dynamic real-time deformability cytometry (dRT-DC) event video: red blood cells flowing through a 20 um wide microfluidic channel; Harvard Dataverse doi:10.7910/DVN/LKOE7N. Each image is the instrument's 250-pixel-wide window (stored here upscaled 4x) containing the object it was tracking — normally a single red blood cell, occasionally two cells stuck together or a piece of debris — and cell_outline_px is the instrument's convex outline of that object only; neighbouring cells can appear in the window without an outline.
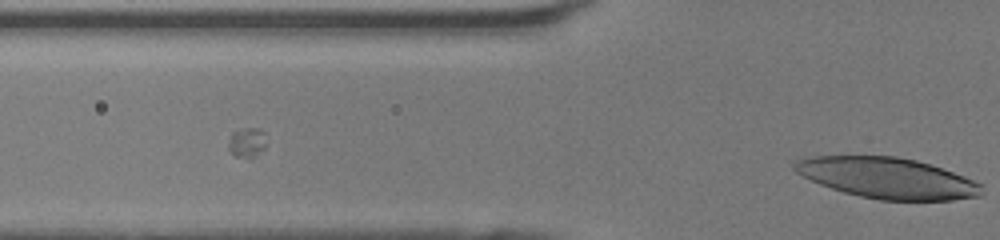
{"species": "human", "species_latin": "Homo sapiens", "temperature_condition": "room temperature", "stored_images_in_passage": 9, "camera_frame_rate_fps": 3000, "um_per_image_px": 0.085, "donor": {"sex": "female"}, "frame": {"image": 1, "passage_image": 9, "time_ms": 2.667, "image_size_px": [1000, 240], "cell_outline_px": [[984, 192], [980, 196], [952, 200], [880, 200], [860, 196], [844, 192], [820, 184], [796, 172], [792, 168], [792, 164], [796, 160], [808, 156], [896, 156], [916, 160], [964, 176], [980, 184]], "centroid_in_image_um": [75.4, 15.13], "position_along_channel_um": 50.4, "area_um2": 44.22}}